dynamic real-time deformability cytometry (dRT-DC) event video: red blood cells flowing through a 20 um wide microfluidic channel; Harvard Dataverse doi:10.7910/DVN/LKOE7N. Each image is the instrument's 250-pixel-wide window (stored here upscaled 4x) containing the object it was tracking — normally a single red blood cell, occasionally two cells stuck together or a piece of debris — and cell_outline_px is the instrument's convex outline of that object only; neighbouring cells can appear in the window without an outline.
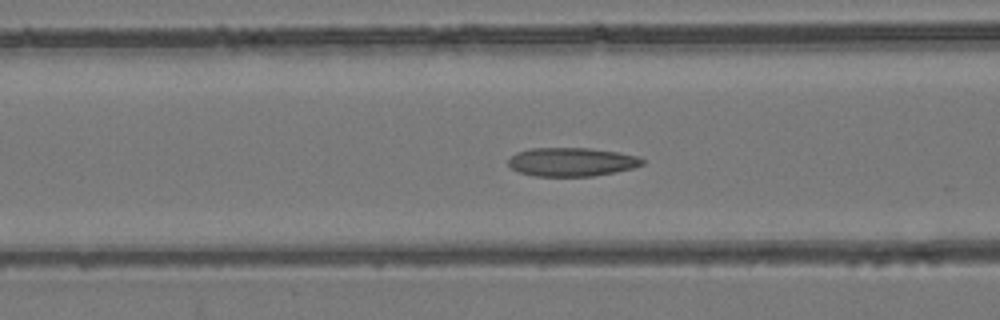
{"species": "common noctule bat (a hibernating species)", "species_latin": "Nyctalus noctula", "temperature_condition": "room temperature", "stored_images_in_passage": 21, "camera_frame_rate_fps": 3000, "um_per_image_px": 0.085, "animal": {"sex": "female", "body_mass_g": 24.6, "forearm_length_mm": 56.2}, "frame": {"image": 1, "passage_image": 9, "time_ms": 2.667, "image_size_px": [1000, 320], "cell_outline_px": [[644, 164], [636, 168], [616, 172], [592, 176], [536, 176], [520, 172], [512, 168], [508, 164], [508, 160], [516, 152], [528, 148], [588, 148], [620, 152], [640, 156], [644, 160]], "centroid_in_image_um": [48.65, 13.76], "position_along_channel_um": 118.0, "area_um2": 22.6}}
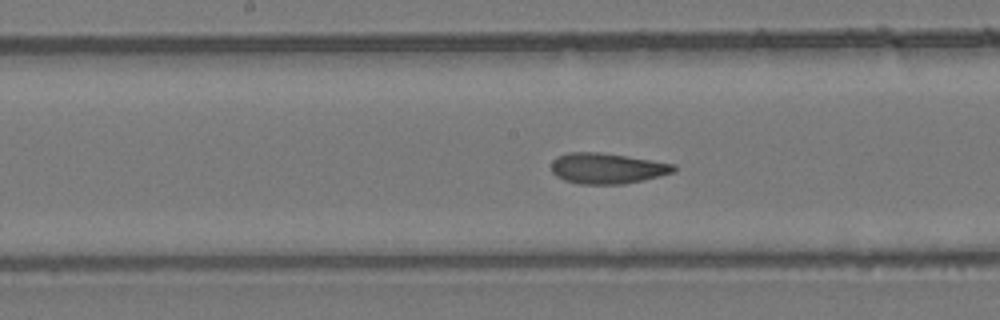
{"frame": {"image": 2, "passage_image": 15, "time_ms": 4.667, "image_size_px": [1000, 320], "cell_outline_px": [[676, 172], [644, 180], [624, 184], [580, 184], [564, 180], [556, 176], [552, 172], [552, 160], [556, 156], [568, 152], [600, 152], [676, 164]], "centroid_in_image_um": [51.61, 14.31], "position_along_channel_um": 196.6, "area_um2": 22.02}}
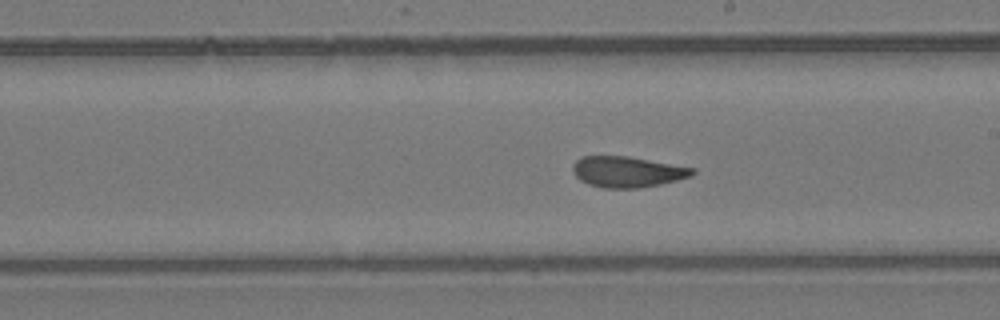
{"frame": {"image": 3, "passage_image": 18, "time_ms": 5.667, "image_size_px": [1000, 320], "cell_outline_px": [[696, 172], [692, 176], [660, 184], [640, 188], [604, 188], [588, 184], [580, 180], [576, 176], [572, 168], [572, 164], [580, 156], [628, 156], [696, 168]], "centroid_in_image_um": [53.32, 14.6], "position_along_channel_um": 235.7, "area_um2": 21.62}}